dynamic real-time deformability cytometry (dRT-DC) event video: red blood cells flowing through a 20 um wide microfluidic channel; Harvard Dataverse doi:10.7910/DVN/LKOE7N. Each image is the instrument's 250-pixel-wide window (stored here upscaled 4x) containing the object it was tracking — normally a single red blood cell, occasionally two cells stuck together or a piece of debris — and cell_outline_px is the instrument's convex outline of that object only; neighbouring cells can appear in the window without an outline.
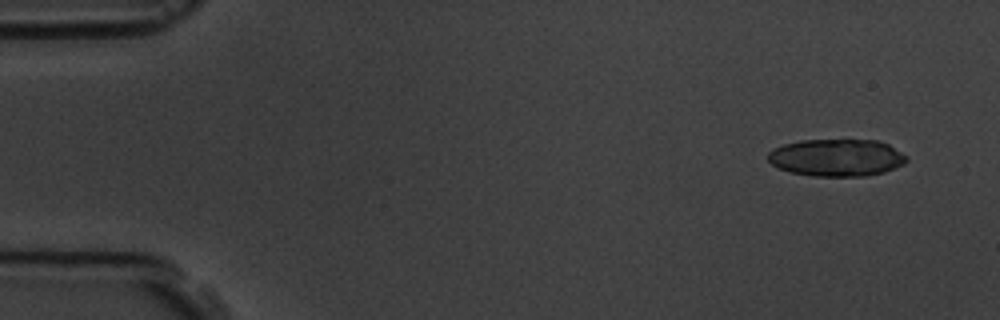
{"species": "common noctule bat (a hibernating species)", "species_latin": "Nyctalus noctula", "temperature_condition": "room temperature", "stored_images_in_passage": 5, "camera_frame_rate_fps": 3000, "um_per_image_px": 0.085, "animal": {"sex": "male", "body_mass_g": 19.5, "forearm_length_mm": 54.6}, "frame": {"image": 1, "passage_image": 1, "time_ms": 0.0, "image_size_px": [1000, 320], "cell_outline_px": [[908, 160], [904, 164], [884, 172], [868, 176], [812, 176], [792, 172], [780, 168], [772, 164], [768, 160], [768, 152], [784, 144], [800, 140], [876, 140], [888, 144], [908, 156]], "centroid_in_image_um": [71.15, 13.4], "position_along_channel_um": 13.9, "area_um2": 30.06}}